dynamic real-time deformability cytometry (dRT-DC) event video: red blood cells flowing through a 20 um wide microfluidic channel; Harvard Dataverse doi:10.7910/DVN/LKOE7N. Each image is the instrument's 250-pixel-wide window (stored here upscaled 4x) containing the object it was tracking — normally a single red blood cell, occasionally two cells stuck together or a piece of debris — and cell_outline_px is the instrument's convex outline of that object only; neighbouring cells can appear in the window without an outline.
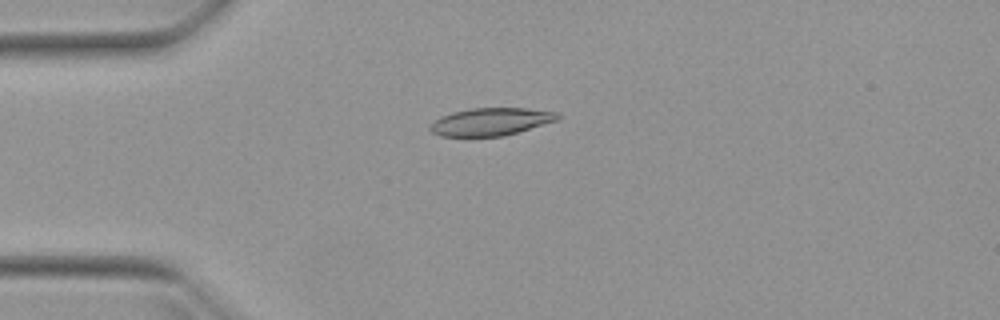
{"species": "Egyptian fruit bat (a non-hibernating species)", "species_latin": "Rousettus aegyptiacus", "temperature_condition": "warm", "stored_images_in_passage": 49, "camera_frame_rate_fps": 3000, "um_per_image_px": 0.085, "animal": {"sex": "female"}, "frame": {"image": 1, "passage_image": 11, "time_ms": 3.333, "image_size_px": [1000, 320], "cell_outline_px": [[560, 120], [504, 136], [440, 136], [432, 132], [428, 128], [440, 116], [452, 112], [472, 108], [528, 108], [556, 112], [560, 116]], "centroid_in_image_um": [41.75, 10.34], "position_along_channel_um": 43.3, "area_um2": 20.58}}
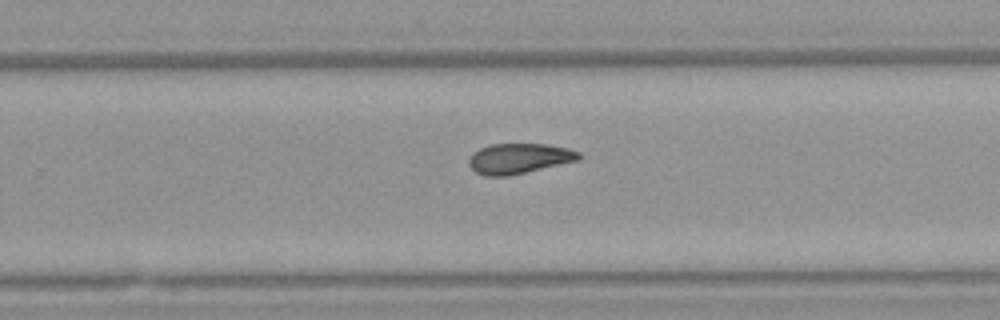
{"frame": {"image": 2, "passage_image": 31, "time_ms": 10.0, "image_size_px": [1000, 320], "cell_outline_px": [[584, 156], [580, 160], [508, 176], [484, 176], [476, 172], [468, 164], [468, 160], [472, 152], [488, 144], [548, 144], [568, 148], [580, 152]], "centroid_in_image_um": [44.13, 13.46], "position_along_channel_um": 285.7, "area_um2": 19.65}}
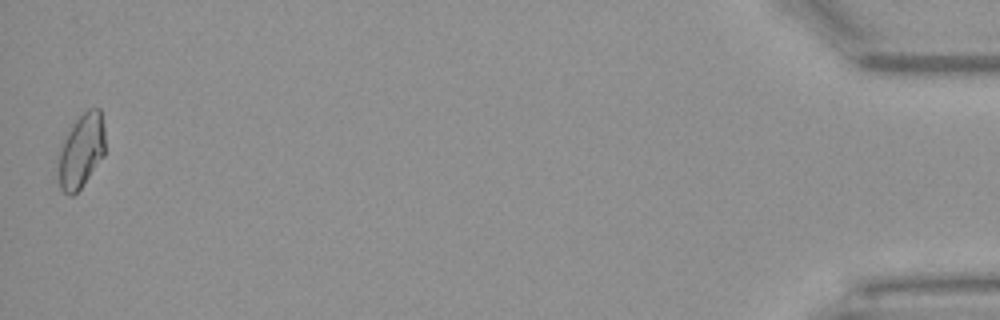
{"frame": {"image": 3, "passage_image": 49, "time_ms": 16.0, "image_size_px": [1000, 320], "cell_outline_px": [[104, 156], [80, 188], [72, 196], [68, 196], [60, 188], [56, 176], [56, 152], [60, 144], [72, 124], [88, 108], [100, 108], [104, 128]], "centroid_in_image_um": [6.83, 12.85], "position_along_channel_um": 428.4, "area_um2": 20.87}, "authors_computed_cell_mechanics": {"area_um2": 20.1144, "velocity_mm_per_s": 3.9663, "shape_relaxation_time_tau1_ms": null, "shape_relaxation_time_tau2_ms": 9.0289, "deformation_change_tau1": null, "deformation_change_tau2": 0.169}}